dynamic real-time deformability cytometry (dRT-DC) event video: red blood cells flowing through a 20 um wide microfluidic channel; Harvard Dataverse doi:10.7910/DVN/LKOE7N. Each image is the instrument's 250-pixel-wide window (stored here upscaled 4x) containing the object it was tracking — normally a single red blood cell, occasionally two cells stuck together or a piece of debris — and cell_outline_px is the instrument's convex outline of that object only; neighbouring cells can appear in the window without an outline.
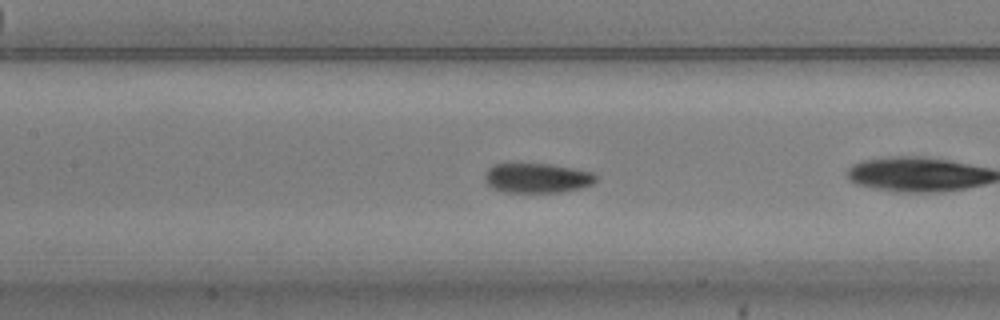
{"species": "common noctule bat (a hibernating species)", "species_latin": "Nyctalus noctula", "temperature_condition": "warm", "stored_images_in_passage": 21, "camera_frame_rate_fps": 3000, "um_per_image_px": 0.085, "animal": {"sex": "male", "body_mass_g": 20.5, "forearm_length_mm": 52.5}, "frame": {"image": 1, "passage_image": 10, "time_ms": 3.0, "image_size_px": [1000, 320], "cell_outline_px": [[596, 180], [592, 184], [580, 188], [560, 192], [504, 192], [492, 188], [484, 180], [484, 172], [492, 164], [508, 160], [548, 164], [572, 168], [592, 172], [596, 176]], "centroid_in_image_um": [45.53, 15.08], "position_along_channel_um": 161.9, "area_um2": 20.0}}